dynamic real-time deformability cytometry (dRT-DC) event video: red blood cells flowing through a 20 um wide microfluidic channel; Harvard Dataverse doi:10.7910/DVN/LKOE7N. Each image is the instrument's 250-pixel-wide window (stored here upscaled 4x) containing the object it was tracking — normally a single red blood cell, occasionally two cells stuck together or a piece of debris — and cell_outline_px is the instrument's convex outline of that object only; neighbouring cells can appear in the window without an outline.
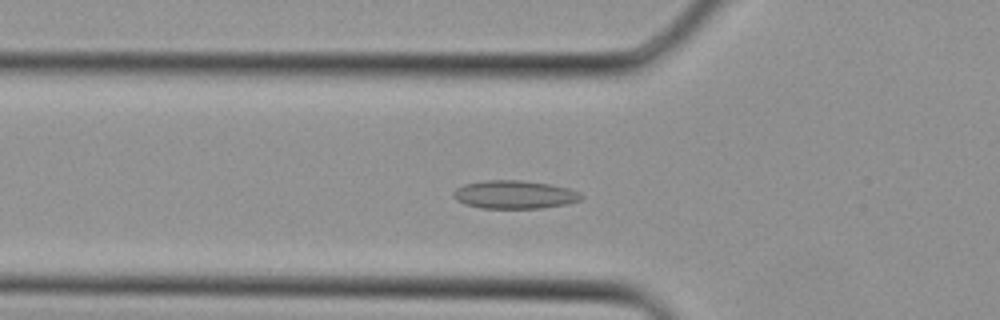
{"species": "Egyptian fruit bat (a non-hibernating species)", "species_latin": "Rousettus aegyptiacus", "temperature_condition": "cold", "stored_images_in_passage": 34, "camera_frame_rate_fps": 3000, "um_per_image_px": 0.085, "animal": {"sex": "female"}, "frame": {"image": 1, "passage_image": 10, "time_ms": 3.0, "image_size_px": [1000, 320], "cell_outline_px": [[584, 196], [580, 200], [568, 204], [540, 208], [480, 208], [464, 204], [456, 200], [452, 196], [452, 192], [456, 188], [464, 184], [484, 180], [520, 180], [552, 184], [568, 188], [580, 192]], "centroid_in_image_um": [43.72, 16.54], "position_along_channel_um": 82.1, "area_um2": 21.27}}
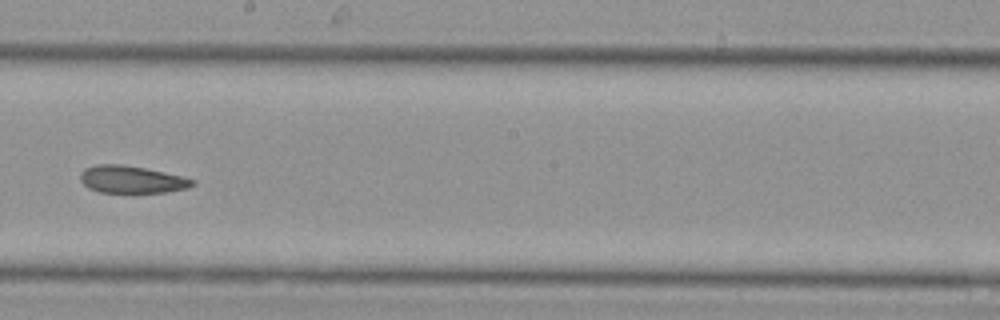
{"frame": {"image": 2, "passage_image": 18, "time_ms": 5.667, "image_size_px": [1000, 320], "cell_outline_px": [[196, 184], [188, 188], [164, 192], [132, 196], [100, 192], [88, 188], [80, 180], [80, 172], [84, 168], [96, 164], [120, 164], [144, 168], [180, 176], [196, 180]], "centroid_in_image_um": [11.16, 15.31], "position_along_channel_um": 237.0, "area_um2": 18.67}}
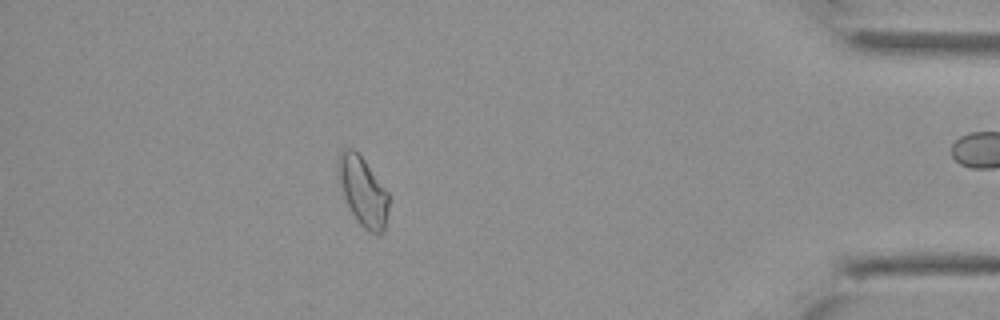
{"frame": {"image": 3, "passage_image": 29, "time_ms": 9.333, "image_size_px": [1000, 320], "cell_outline_px": [[388, 208], [384, 232], [368, 232], [360, 224], [352, 212], [344, 196], [336, 176], [336, 160], [340, 152], [344, 148], [352, 148], [364, 160], [388, 192]], "centroid_in_image_um": [30.8, 16.22], "position_along_channel_um": 404.4, "area_um2": 20.23}}